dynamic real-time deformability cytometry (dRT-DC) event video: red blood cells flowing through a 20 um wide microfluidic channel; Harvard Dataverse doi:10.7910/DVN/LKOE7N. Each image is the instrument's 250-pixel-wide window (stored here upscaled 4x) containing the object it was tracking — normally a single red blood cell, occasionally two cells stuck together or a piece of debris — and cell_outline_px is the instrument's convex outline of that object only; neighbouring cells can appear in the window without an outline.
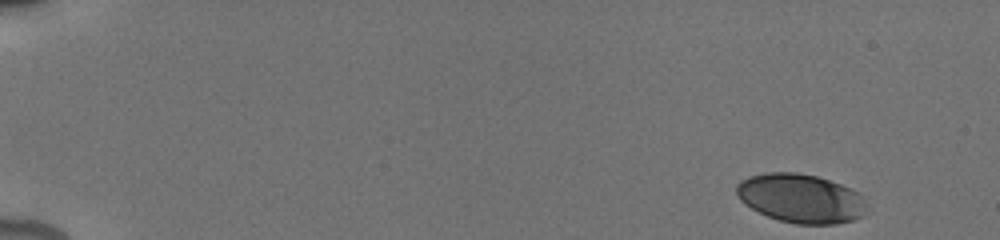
{"species": "human", "species_latin": "Homo sapiens", "temperature_condition": "cold", "stored_images_in_passage": 58, "camera_frame_rate_fps": 3000, "um_per_image_px": 0.085, "donor": {"sex": "male"}, "frame": {"image": 1, "passage_image": 1, "time_ms": 0.0, "image_size_px": [1000, 240], "cell_outline_px": [[868, 204], [864, 216], [852, 220], [836, 224], [796, 224], [780, 220], [768, 216], [752, 208], [740, 200], [736, 192], [736, 184], [740, 180], [748, 176], [764, 172], [796, 172], [816, 176], [852, 188], [860, 192], [864, 196]], "centroid_in_image_um": [68.1, 16.85], "position_along_channel_um": 16.9, "area_um2": 37.51}}
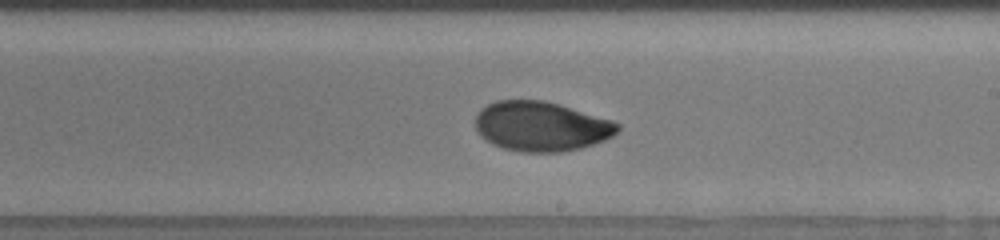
{"frame": {"image": 2, "passage_image": 26, "time_ms": 10.0, "image_size_px": [1000, 240], "cell_outline_px": [[620, 128], [612, 136], [604, 140], [580, 148], [560, 152], [524, 152], [504, 148], [492, 144], [480, 136], [476, 132], [476, 116], [488, 104], [496, 100], [544, 100], [560, 104], [612, 120], [620, 124]], "centroid_in_image_um": [46.0, 10.74], "position_along_channel_um": 243.0, "area_um2": 41.1}}
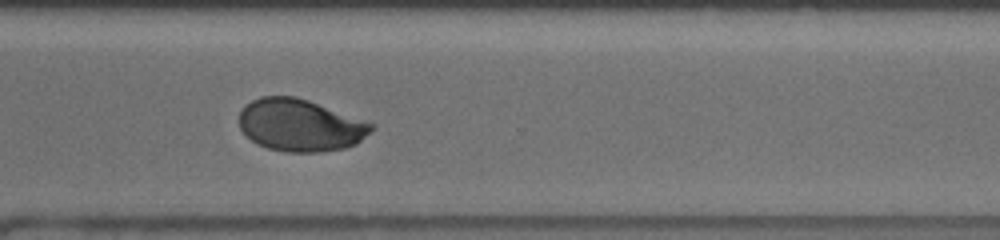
{"frame": {"image": 3, "passage_image": 41, "time_ms": 12.667, "image_size_px": [1000, 240], "cell_outline_px": [[376, 128], [372, 132], [356, 144], [344, 148], [320, 152], [284, 152], [268, 148], [252, 140], [240, 128], [240, 112], [252, 100], [260, 96], [296, 96], [308, 100], [376, 124]], "centroid_in_image_um": [25.57, 10.64], "position_along_channel_um": 345.0, "area_um2": 40.17}, "authors_computed_cell_mechanics": {"area_um2": 40.7201, "velocity_mm_per_s": 3.8245, "shape_relaxation_time_tau1_ms": 4.3415, "shape_relaxation_time_tau2_ms": 1.1274, "deformation_change_tau1": 0.1554, "deformation_change_tau2": 0.0415}}